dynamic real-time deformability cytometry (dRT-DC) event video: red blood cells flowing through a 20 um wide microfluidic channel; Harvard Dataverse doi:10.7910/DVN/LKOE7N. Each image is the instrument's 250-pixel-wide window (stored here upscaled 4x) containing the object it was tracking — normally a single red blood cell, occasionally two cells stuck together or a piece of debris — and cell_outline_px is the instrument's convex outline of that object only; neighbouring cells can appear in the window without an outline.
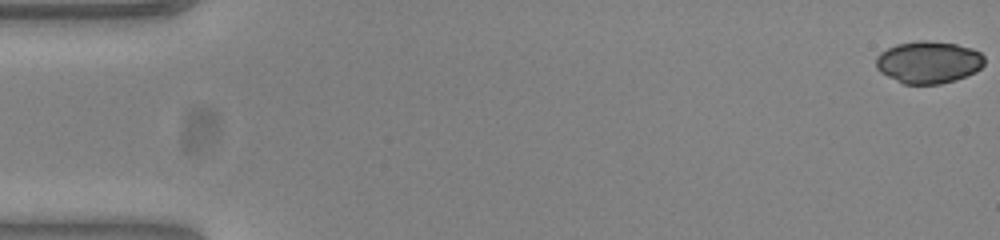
{"species": "common noctule bat (a hibernating species)", "species_latin": "Nyctalus noctula", "temperature_condition": "warm", "stored_images_in_passage": 54, "camera_frame_rate_fps": 3000, "um_per_image_px": 0.085, "animal": {"sex": "female", "body_mass_g": 23.0, "forearm_length_mm": 53.4}, "frame": {"image": 1, "passage_image": 1, "time_ms": 0.0, "image_size_px": [1000, 240], "cell_outline_px": [[984, 64], [976, 72], [956, 80], [940, 84], [904, 84], [880, 72], [876, 68], [876, 56], [880, 52], [896, 44], [916, 40], [924, 40], [956, 44], [972, 48], [980, 52], [984, 56]], "centroid_in_image_um": [78.92, 5.28], "position_along_channel_um": 6.1, "area_um2": 26.82}}
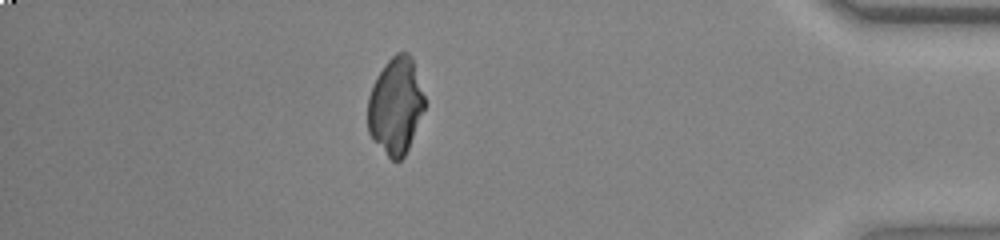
{"frame": {"image": 2, "passage_image": 47, "time_ms": 15.333, "image_size_px": [1000, 240], "cell_outline_px": [[424, 108], [408, 148], [404, 156], [400, 160], [392, 160], [372, 140], [368, 132], [368, 96], [372, 84], [376, 76], [384, 64], [396, 52], [408, 52], [412, 56], [424, 96]], "centroid_in_image_um": [33.6, 8.96], "position_along_channel_um": 401.6, "area_um2": 31.96}}
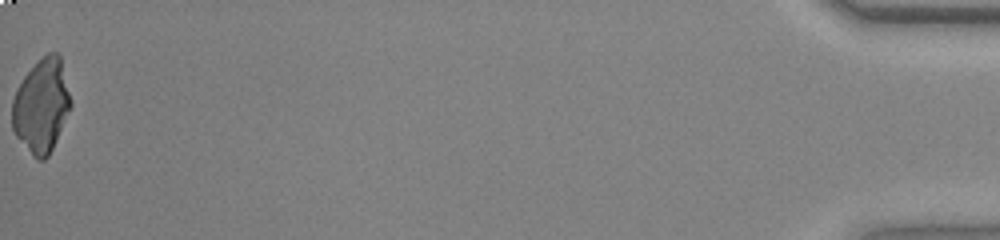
{"frame": {"image": 3, "passage_image": 54, "time_ms": 17.667, "image_size_px": [1000, 240], "cell_outline_px": [[72, 104], [52, 148], [48, 156], [44, 160], [36, 160], [32, 156], [16, 136], [12, 128], [12, 100], [16, 88], [24, 76], [48, 52], [56, 52], [60, 56]], "centroid_in_image_um": [3.5, 9.01], "position_along_channel_um": 431.7, "area_um2": 31.62}}